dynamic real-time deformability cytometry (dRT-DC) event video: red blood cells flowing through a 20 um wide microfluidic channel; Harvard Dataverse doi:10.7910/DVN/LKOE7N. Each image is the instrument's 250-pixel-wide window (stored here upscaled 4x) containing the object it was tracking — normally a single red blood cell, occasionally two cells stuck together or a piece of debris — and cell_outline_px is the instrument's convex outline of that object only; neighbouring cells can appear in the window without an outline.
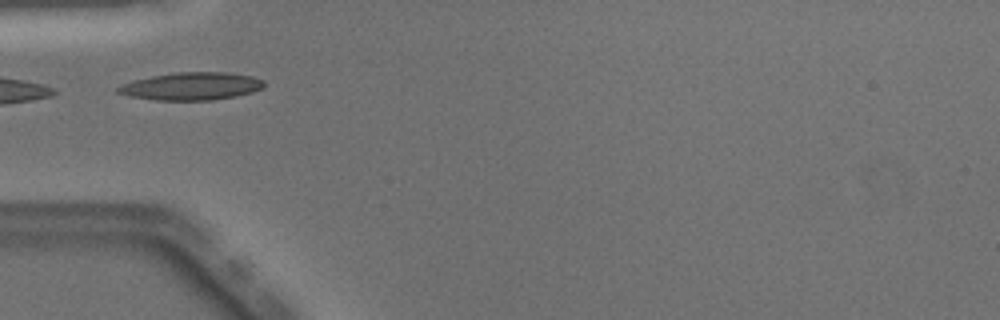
{"species": "Egyptian fruit bat (a non-hibernating species)", "species_latin": "Rousettus aegyptiacus", "temperature_condition": "warm", "stored_images_in_passage": 21, "camera_frame_rate_fps": 3000, "um_per_image_px": 0.085, "animal": {"sex": "male"}, "frame": {"image": 1, "passage_image": 1, "time_ms": 0.0, "image_size_px": [1000, 320], "cell_outline_px": [[264, 88], [252, 92], [236, 96], [212, 100], [156, 100], [132, 96], [116, 92], [116, 88], [124, 84], [136, 80], [152, 76], [176, 72], [228, 72], [252, 76], [264, 80]], "centroid_in_image_um": [16.33, 7.32], "position_along_channel_um": 68.7, "area_um2": 23.41}}